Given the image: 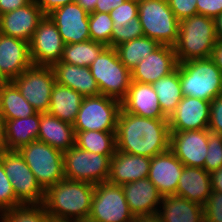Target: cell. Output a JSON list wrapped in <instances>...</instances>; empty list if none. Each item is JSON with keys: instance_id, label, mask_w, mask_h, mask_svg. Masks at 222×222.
Masks as SVG:
<instances>
[{"instance_id": "cell-1", "label": "cell", "mask_w": 222, "mask_h": 222, "mask_svg": "<svg viewBox=\"0 0 222 222\" xmlns=\"http://www.w3.org/2000/svg\"><path fill=\"white\" fill-rule=\"evenodd\" d=\"M116 150L152 158L170 149L168 119H152L119 111L116 126Z\"/></svg>"}, {"instance_id": "cell-2", "label": "cell", "mask_w": 222, "mask_h": 222, "mask_svg": "<svg viewBox=\"0 0 222 222\" xmlns=\"http://www.w3.org/2000/svg\"><path fill=\"white\" fill-rule=\"evenodd\" d=\"M95 185L62 179L45 191L43 206L54 222H87Z\"/></svg>"}, {"instance_id": "cell-3", "label": "cell", "mask_w": 222, "mask_h": 222, "mask_svg": "<svg viewBox=\"0 0 222 222\" xmlns=\"http://www.w3.org/2000/svg\"><path fill=\"white\" fill-rule=\"evenodd\" d=\"M216 42L214 18L196 14L180 21L178 40L173 46L177 63L210 58Z\"/></svg>"}, {"instance_id": "cell-4", "label": "cell", "mask_w": 222, "mask_h": 222, "mask_svg": "<svg viewBox=\"0 0 222 222\" xmlns=\"http://www.w3.org/2000/svg\"><path fill=\"white\" fill-rule=\"evenodd\" d=\"M183 96L212 101L222 94V72L211 58L178 63Z\"/></svg>"}, {"instance_id": "cell-5", "label": "cell", "mask_w": 222, "mask_h": 222, "mask_svg": "<svg viewBox=\"0 0 222 222\" xmlns=\"http://www.w3.org/2000/svg\"><path fill=\"white\" fill-rule=\"evenodd\" d=\"M138 17L144 36L156 40L160 45L176 44L180 21L167 0H138Z\"/></svg>"}, {"instance_id": "cell-6", "label": "cell", "mask_w": 222, "mask_h": 222, "mask_svg": "<svg viewBox=\"0 0 222 222\" xmlns=\"http://www.w3.org/2000/svg\"><path fill=\"white\" fill-rule=\"evenodd\" d=\"M100 94L122 101L132 82L131 70L121 61L113 47H106L89 66Z\"/></svg>"}, {"instance_id": "cell-7", "label": "cell", "mask_w": 222, "mask_h": 222, "mask_svg": "<svg viewBox=\"0 0 222 222\" xmlns=\"http://www.w3.org/2000/svg\"><path fill=\"white\" fill-rule=\"evenodd\" d=\"M18 151L44 191L65 178L62 151L39 140L22 146Z\"/></svg>"}, {"instance_id": "cell-8", "label": "cell", "mask_w": 222, "mask_h": 222, "mask_svg": "<svg viewBox=\"0 0 222 222\" xmlns=\"http://www.w3.org/2000/svg\"><path fill=\"white\" fill-rule=\"evenodd\" d=\"M120 109L121 101L113 97L103 94L84 97L73 124L74 131L116 132Z\"/></svg>"}, {"instance_id": "cell-9", "label": "cell", "mask_w": 222, "mask_h": 222, "mask_svg": "<svg viewBox=\"0 0 222 222\" xmlns=\"http://www.w3.org/2000/svg\"><path fill=\"white\" fill-rule=\"evenodd\" d=\"M4 171L14 189L16 200L21 205H42L45 191L38 184L31 169L18 150H7L0 154Z\"/></svg>"}, {"instance_id": "cell-10", "label": "cell", "mask_w": 222, "mask_h": 222, "mask_svg": "<svg viewBox=\"0 0 222 222\" xmlns=\"http://www.w3.org/2000/svg\"><path fill=\"white\" fill-rule=\"evenodd\" d=\"M113 156L88 152L74 145L63 152L64 177L94 185L106 182Z\"/></svg>"}, {"instance_id": "cell-11", "label": "cell", "mask_w": 222, "mask_h": 222, "mask_svg": "<svg viewBox=\"0 0 222 222\" xmlns=\"http://www.w3.org/2000/svg\"><path fill=\"white\" fill-rule=\"evenodd\" d=\"M122 186L108 181L95 185L87 222H134Z\"/></svg>"}, {"instance_id": "cell-12", "label": "cell", "mask_w": 222, "mask_h": 222, "mask_svg": "<svg viewBox=\"0 0 222 222\" xmlns=\"http://www.w3.org/2000/svg\"><path fill=\"white\" fill-rule=\"evenodd\" d=\"M12 82L37 112H48L56 83L51 66L32 64Z\"/></svg>"}, {"instance_id": "cell-13", "label": "cell", "mask_w": 222, "mask_h": 222, "mask_svg": "<svg viewBox=\"0 0 222 222\" xmlns=\"http://www.w3.org/2000/svg\"><path fill=\"white\" fill-rule=\"evenodd\" d=\"M65 43L54 21L45 15L29 42L30 59L33 65L52 66L59 62Z\"/></svg>"}, {"instance_id": "cell-14", "label": "cell", "mask_w": 222, "mask_h": 222, "mask_svg": "<svg viewBox=\"0 0 222 222\" xmlns=\"http://www.w3.org/2000/svg\"><path fill=\"white\" fill-rule=\"evenodd\" d=\"M208 149V129L170 131V150L187 167L203 168Z\"/></svg>"}, {"instance_id": "cell-15", "label": "cell", "mask_w": 222, "mask_h": 222, "mask_svg": "<svg viewBox=\"0 0 222 222\" xmlns=\"http://www.w3.org/2000/svg\"><path fill=\"white\" fill-rule=\"evenodd\" d=\"M48 16L56 24L65 44L90 40L89 13L76 2L55 9Z\"/></svg>"}, {"instance_id": "cell-16", "label": "cell", "mask_w": 222, "mask_h": 222, "mask_svg": "<svg viewBox=\"0 0 222 222\" xmlns=\"http://www.w3.org/2000/svg\"><path fill=\"white\" fill-rule=\"evenodd\" d=\"M210 101L183 96L175 111L168 117L170 131L208 129Z\"/></svg>"}, {"instance_id": "cell-17", "label": "cell", "mask_w": 222, "mask_h": 222, "mask_svg": "<svg viewBox=\"0 0 222 222\" xmlns=\"http://www.w3.org/2000/svg\"><path fill=\"white\" fill-rule=\"evenodd\" d=\"M177 64L174 47L160 45L131 70L132 81L153 84L172 73Z\"/></svg>"}, {"instance_id": "cell-18", "label": "cell", "mask_w": 222, "mask_h": 222, "mask_svg": "<svg viewBox=\"0 0 222 222\" xmlns=\"http://www.w3.org/2000/svg\"><path fill=\"white\" fill-rule=\"evenodd\" d=\"M32 65L29 43L15 37L0 35V79L13 81Z\"/></svg>"}, {"instance_id": "cell-19", "label": "cell", "mask_w": 222, "mask_h": 222, "mask_svg": "<svg viewBox=\"0 0 222 222\" xmlns=\"http://www.w3.org/2000/svg\"><path fill=\"white\" fill-rule=\"evenodd\" d=\"M184 164L169 149L151 158L148 179L164 197L176 195Z\"/></svg>"}, {"instance_id": "cell-20", "label": "cell", "mask_w": 222, "mask_h": 222, "mask_svg": "<svg viewBox=\"0 0 222 222\" xmlns=\"http://www.w3.org/2000/svg\"><path fill=\"white\" fill-rule=\"evenodd\" d=\"M44 16L42 10L32 1L16 10L0 15V32L29 43Z\"/></svg>"}, {"instance_id": "cell-21", "label": "cell", "mask_w": 222, "mask_h": 222, "mask_svg": "<svg viewBox=\"0 0 222 222\" xmlns=\"http://www.w3.org/2000/svg\"><path fill=\"white\" fill-rule=\"evenodd\" d=\"M122 189L134 217L158 213L163 196L148 177L123 184Z\"/></svg>"}, {"instance_id": "cell-22", "label": "cell", "mask_w": 222, "mask_h": 222, "mask_svg": "<svg viewBox=\"0 0 222 222\" xmlns=\"http://www.w3.org/2000/svg\"><path fill=\"white\" fill-rule=\"evenodd\" d=\"M121 107L126 112L140 117L168 119L160 108V103L152 84L132 81L126 97L121 101Z\"/></svg>"}, {"instance_id": "cell-23", "label": "cell", "mask_w": 222, "mask_h": 222, "mask_svg": "<svg viewBox=\"0 0 222 222\" xmlns=\"http://www.w3.org/2000/svg\"><path fill=\"white\" fill-rule=\"evenodd\" d=\"M151 158L115 151L110 159L108 182L122 186L123 184L147 178L149 176Z\"/></svg>"}, {"instance_id": "cell-24", "label": "cell", "mask_w": 222, "mask_h": 222, "mask_svg": "<svg viewBox=\"0 0 222 222\" xmlns=\"http://www.w3.org/2000/svg\"><path fill=\"white\" fill-rule=\"evenodd\" d=\"M57 84L79 92L83 97L100 95L99 87L89 67H80L65 62H55L52 66Z\"/></svg>"}, {"instance_id": "cell-25", "label": "cell", "mask_w": 222, "mask_h": 222, "mask_svg": "<svg viewBox=\"0 0 222 222\" xmlns=\"http://www.w3.org/2000/svg\"><path fill=\"white\" fill-rule=\"evenodd\" d=\"M211 178L204 168L184 166L176 195L204 206L211 195Z\"/></svg>"}, {"instance_id": "cell-26", "label": "cell", "mask_w": 222, "mask_h": 222, "mask_svg": "<svg viewBox=\"0 0 222 222\" xmlns=\"http://www.w3.org/2000/svg\"><path fill=\"white\" fill-rule=\"evenodd\" d=\"M39 141L62 152L75 145V131L72 124L64 122L49 113H40Z\"/></svg>"}, {"instance_id": "cell-27", "label": "cell", "mask_w": 222, "mask_h": 222, "mask_svg": "<svg viewBox=\"0 0 222 222\" xmlns=\"http://www.w3.org/2000/svg\"><path fill=\"white\" fill-rule=\"evenodd\" d=\"M157 214L162 222H204L203 206L177 195L162 197Z\"/></svg>"}, {"instance_id": "cell-28", "label": "cell", "mask_w": 222, "mask_h": 222, "mask_svg": "<svg viewBox=\"0 0 222 222\" xmlns=\"http://www.w3.org/2000/svg\"><path fill=\"white\" fill-rule=\"evenodd\" d=\"M83 99L79 92L55 83L47 113L73 125Z\"/></svg>"}, {"instance_id": "cell-29", "label": "cell", "mask_w": 222, "mask_h": 222, "mask_svg": "<svg viewBox=\"0 0 222 222\" xmlns=\"http://www.w3.org/2000/svg\"><path fill=\"white\" fill-rule=\"evenodd\" d=\"M40 113L14 120H5L6 145L8 150H19L38 139Z\"/></svg>"}, {"instance_id": "cell-30", "label": "cell", "mask_w": 222, "mask_h": 222, "mask_svg": "<svg viewBox=\"0 0 222 222\" xmlns=\"http://www.w3.org/2000/svg\"><path fill=\"white\" fill-rule=\"evenodd\" d=\"M0 113L4 120L27 118L37 113L21 95L16 85L10 81L4 84L1 96Z\"/></svg>"}, {"instance_id": "cell-31", "label": "cell", "mask_w": 222, "mask_h": 222, "mask_svg": "<svg viewBox=\"0 0 222 222\" xmlns=\"http://www.w3.org/2000/svg\"><path fill=\"white\" fill-rule=\"evenodd\" d=\"M152 85L157 94L160 108L168 118L183 98L178 69L176 68L172 73L160 78Z\"/></svg>"}, {"instance_id": "cell-32", "label": "cell", "mask_w": 222, "mask_h": 222, "mask_svg": "<svg viewBox=\"0 0 222 222\" xmlns=\"http://www.w3.org/2000/svg\"><path fill=\"white\" fill-rule=\"evenodd\" d=\"M160 44L149 37L142 36L123 42L115 47L120 61L132 70L141 60L148 57Z\"/></svg>"}, {"instance_id": "cell-33", "label": "cell", "mask_w": 222, "mask_h": 222, "mask_svg": "<svg viewBox=\"0 0 222 222\" xmlns=\"http://www.w3.org/2000/svg\"><path fill=\"white\" fill-rule=\"evenodd\" d=\"M116 132L79 131L75 132V146L101 155H114L116 151Z\"/></svg>"}, {"instance_id": "cell-34", "label": "cell", "mask_w": 222, "mask_h": 222, "mask_svg": "<svg viewBox=\"0 0 222 222\" xmlns=\"http://www.w3.org/2000/svg\"><path fill=\"white\" fill-rule=\"evenodd\" d=\"M106 47V45L93 40L65 44L60 61L80 67H89Z\"/></svg>"}, {"instance_id": "cell-35", "label": "cell", "mask_w": 222, "mask_h": 222, "mask_svg": "<svg viewBox=\"0 0 222 222\" xmlns=\"http://www.w3.org/2000/svg\"><path fill=\"white\" fill-rule=\"evenodd\" d=\"M1 222H54L43 205H21L3 211Z\"/></svg>"}, {"instance_id": "cell-36", "label": "cell", "mask_w": 222, "mask_h": 222, "mask_svg": "<svg viewBox=\"0 0 222 222\" xmlns=\"http://www.w3.org/2000/svg\"><path fill=\"white\" fill-rule=\"evenodd\" d=\"M112 30L113 20L111 19L110 13H89L90 40L100 42L108 47H111Z\"/></svg>"}, {"instance_id": "cell-37", "label": "cell", "mask_w": 222, "mask_h": 222, "mask_svg": "<svg viewBox=\"0 0 222 222\" xmlns=\"http://www.w3.org/2000/svg\"><path fill=\"white\" fill-rule=\"evenodd\" d=\"M143 35L142 25L139 17L133 18L130 22L113 25L111 35V47L115 48L119 44L140 38Z\"/></svg>"}, {"instance_id": "cell-38", "label": "cell", "mask_w": 222, "mask_h": 222, "mask_svg": "<svg viewBox=\"0 0 222 222\" xmlns=\"http://www.w3.org/2000/svg\"><path fill=\"white\" fill-rule=\"evenodd\" d=\"M222 167V136L208 130V149L204 169L211 173Z\"/></svg>"}, {"instance_id": "cell-39", "label": "cell", "mask_w": 222, "mask_h": 222, "mask_svg": "<svg viewBox=\"0 0 222 222\" xmlns=\"http://www.w3.org/2000/svg\"><path fill=\"white\" fill-rule=\"evenodd\" d=\"M18 206L21 204L16 200L13 186L0 161V210L3 212Z\"/></svg>"}, {"instance_id": "cell-40", "label": "cell", "mask_w": 222, "mask_h": 222, "mask_svg": "<svg viewBox=\"0 0 222 222\" xmlns=\"http://www.w3.org/2000/svg\"><path fill=\"white\" fill-rule=\"evenodd\" d=\"M113 25L130 22L138 17V0H125L120 6L110 12Z\"/></svg>"}, {"instance_id": "cell-41", "label": "cell", "mask_w": 222, "mask_h": 222, "mask_svg": "<svg viewBox=\"0 0 222 222\" xmlns=\"http://www.w3.org/2000/svg\"><path fill=\"white\" fill-rule=\"evenodd\" d=\"M204 221L222 222V193L212 191L203 206Z\"/></svg>"}, {"instance_id": "cell-42", "label": "cell", "mask_w": 222, "mask_h": 222, "mask_svg": "<svg viewBox=\"0 0 222 222\" xmlns=\"http://www.w3.org/2000/svg\"><path fill=\"white\" fill-rule=\"evenodd\" d=\"M167 2L179 21L197 14L196 0H167Z\"/></svg>"}, {"instance_id": "cell-43", "label": "cell", "mask_w": 222, "mask_h": 222, "mask_svg": "<svg viewBox=\"0 0 222 222\" xmlns=\"http://www.w3.org/2000/svg\"><path fill=\"white\" fill-rule=\"evenodd\" d=\"M208 130L222 136V94L211 101Z\"/></svg>"}, {"instance_id": "cell-44", "label": "cell", "mask_w": 222, "mask_h": 222, "mask_svg": "<svg viewBox=\"0 0 222 222\" xmlns=\"http://www.w3.org/2000/svg\"><path fill=\"white\" fill-rule=\"evenodd\" d=\"M197 14L215 18L222 13V0H196Z\"/></svg>"}, {"instance_id": "cell-45", "label": "cell", "mask_w": 222, "mask_h": 222, "mask_svg": "<svg viewBox=\"0 0 222 222\" xmlns=\"http://www.w3.org/2000/svg\"><path fill=\"white\" fill-rule=\"evenodd\" d=\"M43 12L44 15H49L55 9L64 6L69 3L75 2V0H32Z\"/></svg>"}, {"instance_id": "cell-46", "label": "cell", "mask_w": 222, "mask_h": 222, "mask_svg": "<svg viewBox=\"0 0 222 222\" xmlns=\"http://www.w3.org/2000/svg\"><path fill=\"white\" fill-rule=\"evenodd\" d=\"M32 0H0V15L31 3Z\"/></svg>"}, {"instance_id": "cell-47", "label": "cell", "mask_w": 222, "mask_h": 222, "mask_svg": "<svg viewBox=\"0 0 222 222\" xmlns=\"http://www.w3.org/2000/svg\"><path fill=\"white\" fill-rule=\"evenodd\" d=\"M125 0H97L96 7L93 12L110 13L112 10L120 6Z\"/></svg>"}, {"instance_id": "cell-48", "label": "cell", "mask_w": 222, "mask_h": 222, "mask_svg": "<svg viewBox=\"0 0 222 222\" xmlns=\"http://www.w3.org/2000/svg\"><path fill=\"white\" fill-rule=\"evenodd\" d=\"M212 191L222 193V167L210 173Z\"/></svg>"}, {"instance_id": "cell-49", "label": "cell", "mask_w": 222, "mask_h": 222, "mask_svg": "<svg viewBox=\"0 0 222 222\" xmlns=\"http://www.w3.org/2000/svg\"><path fill=\"white\" fill-rule=\"evenodd\" d=\"M222 72V41H217L210 57Z\"/></svg>"}, {"instance_id": "cell-50", "label": "cell", "mask_w": 222, "mask_h": 222, "mask_svg": "<svg viewBox=\"0 0 222 222\" xmlns=\"http://www.w3.org/2000/svg\"><path fill=\"white\" fill-rule=\"evenodd\" d=\"M7 150L8 148L6 145L5 120L3 119L0 113V154Z\"/></svg>"}, {"instance_id": "cell-51", "label": "cell", "mask_w": 222, "mask_h": 222, "mask_svg": "<svg viewBox=\"0 0 222 222\" xmlns=\"http://www.w3.org/2000/svg\"><path fill=\"white\" fill-rule=\"evenodd\" d=\"M85 11L91 13L95 10L97 0H75Z\"/></svg>"}, {"instance_id": "cell-52", "label": "cell", "mask_w": 222, "mask_h": 222, "mask_svg": "<svg viewBox=\"0 0 222 222\" xmlns=\"http://www.w3.org/2000/svg\"><path fill=\"white\" fill-rule=\"evenodd\" d=\"M214 26L217 41H222V13L214 18Z\"/></svg>"}, {"instance_id": "cell-53", "label": "cell", "mask_w": 222, "mask_h": 222, "mask_svg": "<svg viewBox=\"0 0 222 222\" xmlns=\"http://www.w3.org/2000/svg\"><path fill=\"white\" fill-rule=\"evenodd\" d=\"M134 222H162L158 214L135 217Z\"/></svg>"}, {"instance_id": "cell-54", "label": "cell", "mask_w": 222, "mask_h": 222, "mask_svg": "<svg viewBox=\"0 0 222 222\" xmlns=\"http://www.w3.org/2000/svg\"><path fill=\"white\" fill-rule=\"evenodd\" d=\"M6 82H7V81H5V80H3V79H0V106H1L2 90H3L4 84H5Z\"/></svg>"}, {"instance_id": "cell-55", "label": "cell", "mask_w": 222, "mask_h": 222, "mask_svg": "<svg viewBox=\"0 0 222 222\" xmlns=\"http://www.w3.org/2000/svg\"><path fill=\"white\" fill-rule=\"evenodd\" d=\"M2 213H3V212L0 210V222H1Z\"/></svg>"}]
</instances>
